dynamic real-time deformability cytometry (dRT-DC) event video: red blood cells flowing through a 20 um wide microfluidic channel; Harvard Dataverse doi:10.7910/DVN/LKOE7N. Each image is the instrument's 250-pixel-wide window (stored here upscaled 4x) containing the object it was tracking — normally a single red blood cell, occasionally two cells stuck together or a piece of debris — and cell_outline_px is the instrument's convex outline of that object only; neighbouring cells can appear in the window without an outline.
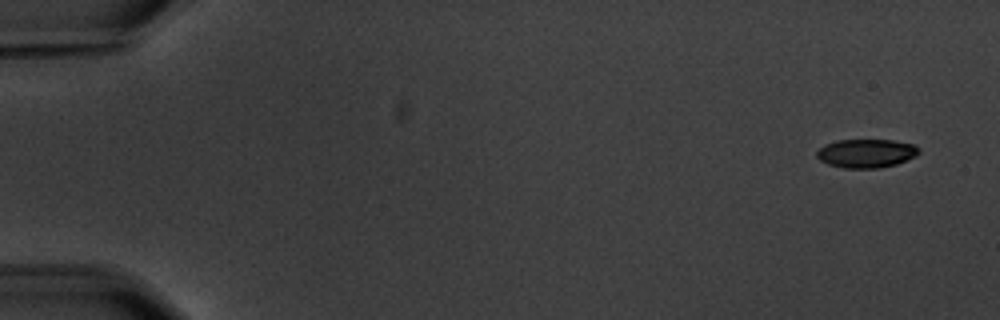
{"species": "common noctule bat (a hibernating species)", "species_latin": "Nyctalus noctula", "temperature_condition": "warm", "stored_images_in_passage": 2, "camera_frame_rate_fps": 3000, "um_per_image_px": 0.085, "animal": {"sex": "male", "body_mass_g": 20.1, "forearm_length_mm": 53.5}, "frame": {"image": 1, "passage_image": 1, "time_ms": 0.0, "image_size_px": [1000, 320], "cell_outline_px": [[920, 152], [916, 156], [896, 164], [880, 168], [844, 168], [828, 164], [820, 160], [816, 156], [816, 152], [824, 144], [840, 140], [892, 140], [912, 144], [920, 148]], "centroid_in_image_um": [73.63, 13.03], "position_along_channel_um": 11.4, "area_um2": 17.05}}